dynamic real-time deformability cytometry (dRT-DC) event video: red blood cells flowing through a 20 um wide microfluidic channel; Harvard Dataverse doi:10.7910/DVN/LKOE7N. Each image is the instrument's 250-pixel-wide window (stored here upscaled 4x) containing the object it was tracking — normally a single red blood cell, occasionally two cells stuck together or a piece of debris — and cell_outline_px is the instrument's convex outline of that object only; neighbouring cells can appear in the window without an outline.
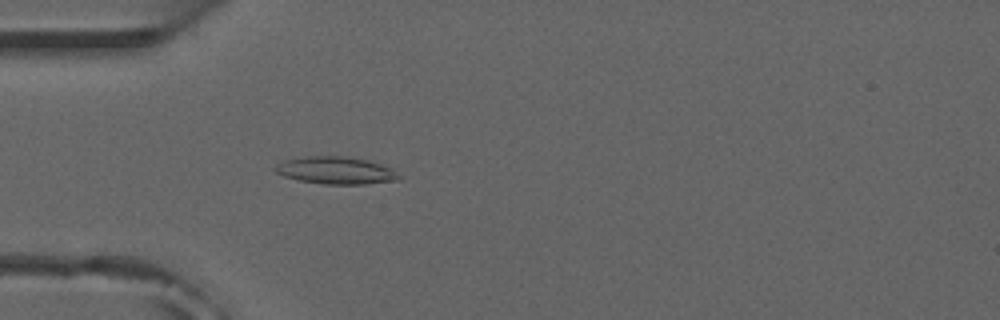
{"species": "common noctule bat (a hibernating species)", "species_latin": "Nyctalus noctula", "temperature_condition": "room temperature", "stored_images_in_passage": 22, "camera_frame_rate_fps": 3000, "um_per_image_px": 0.085, "animal": {"sex": "male", "forearm_length_mm": 52.5}, "frame": {"image": 1, "passage_image": 15, "time_ms": 4.667, "image_size_px": [1000, 320], "cell_outline_px": [[404, 176], [400, 180], [364, 184], [324, 184], [300, 180], [284, 176], [276, 172], [276, 164], [284, 160], [308, 156], [340, 156], [364, 160], [380, 164], [392, 168]], "centroid_in_image_um": [28.6, 14.49], "position_along_channel_um": 56.4, "area_um2": 19.59}}
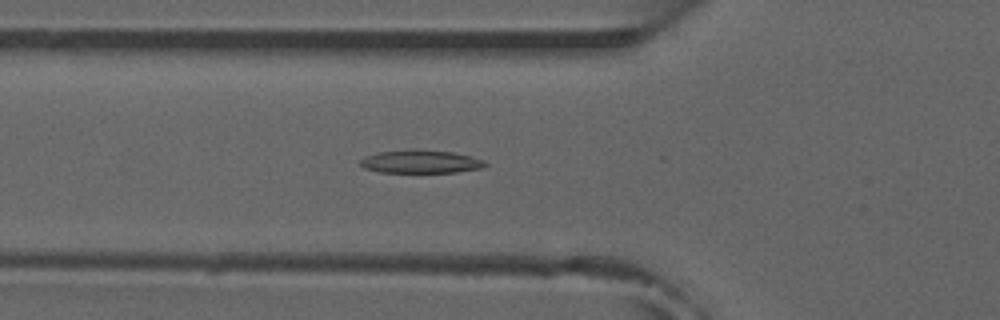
{"frame": {"image": 2, "passage_image": 18, "time_ms": 5.667, "image_size_px": [1000, 320], "cell_outline_px": [[488, 164], [484, 168], [456, 172], [380, 172], [364, 168], [360, 164], [360, 160], [364, 156], [380, 152], [412, 148], [416, 148], [452, 152], [472, 156], [484, 160]], "centroid_in_image_um": [35.78, 13.72], "position_along_channel_um": 90.0, "area_um2": 17.11}}
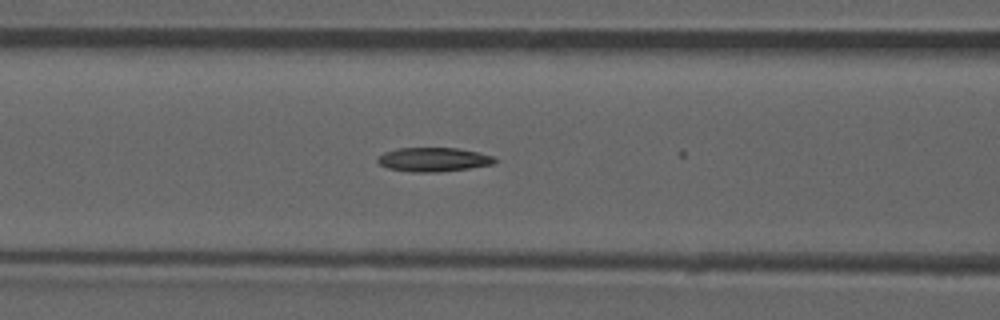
{"frame": {"image": 3, "passage_image": 21, "time_ms": 6.667, "image_size_px": [1000, 320], "cell_outline_px": [[496, 164], [468, 168], [436, 172], [412, 172], [388, 168], [380, 164], [376, 160], [376, 156], [384, 152], [396, 148], [456, 148], [476, 152], [492, 156], [496, 160]], "centroid_in_image_um": [36.79, 13.56], "position_along_channel_um": 129.8, "area_um2": 16.36}}